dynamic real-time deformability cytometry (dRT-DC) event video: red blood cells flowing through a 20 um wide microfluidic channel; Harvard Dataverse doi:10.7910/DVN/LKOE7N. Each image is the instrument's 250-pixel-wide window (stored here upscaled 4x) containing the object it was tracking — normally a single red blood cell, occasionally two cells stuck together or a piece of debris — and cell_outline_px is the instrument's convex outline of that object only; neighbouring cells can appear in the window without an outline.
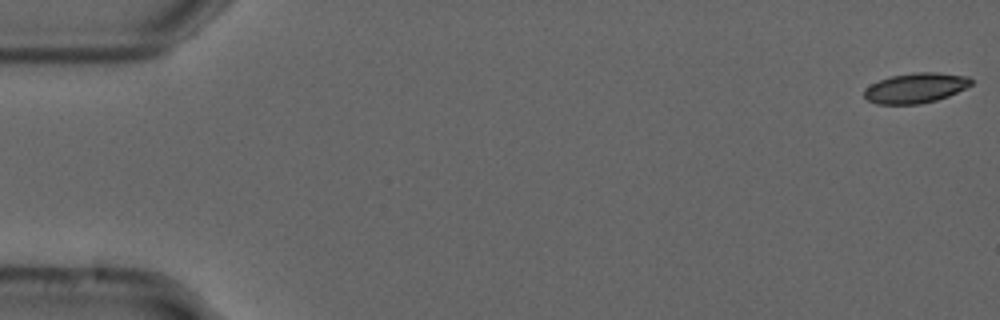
{"species": "common noctule bat (a hibernating species)", "species_latin": "Nyctalus noctula", "temperature_condition": "cold", "stored_images_in_passage": 10, "camera_frame_rate_fps": 3000, "um_per_image_px": 0.085, "animal": {"sex": "male", "forearm_length_mm": 52.5}, "frame": {"image": 1, "passage_image": 1, "time_ms": 0.0, "image_size_px": [1000, 320], "cell_outline_px": [[972, 84], [948, 96], [936, 100], [920, 104], [876, 104], [868, 100], [864, 96], [864, 92], [872, 84], [880, 80], [892, 76], [916, 72], [936, 72], [968, 76], [972, 80]], "centroid_in_image_um": [77.84, 7.48], "position_along_channel_um": 7.2, "area_um2": 18.5}}